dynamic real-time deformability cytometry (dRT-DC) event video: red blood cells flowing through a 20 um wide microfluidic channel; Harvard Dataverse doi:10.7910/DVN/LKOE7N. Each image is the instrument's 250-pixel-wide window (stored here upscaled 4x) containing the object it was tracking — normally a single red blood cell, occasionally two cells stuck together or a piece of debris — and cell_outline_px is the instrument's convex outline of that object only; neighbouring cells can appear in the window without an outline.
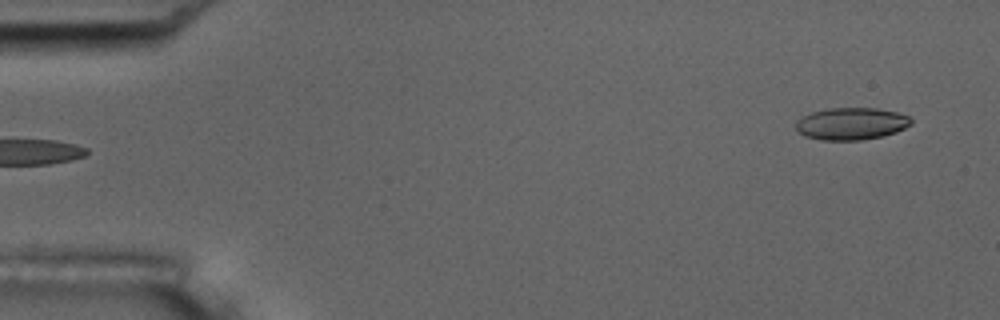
{"species": "common noctule bat (a hibernating species)", "species_latin": "Nyctalus noctula", "temperature_condition": "room temperature", "stored_images_in_passage": 4, "segment_of_instrument_passage": [2, 2], "camera_frame_rate_fps": 3000, "um_per_image_px": 0.085, "animal": {"sex": "male", "body_mass_g": 17.5, "forearm_length_mm": 52.3}, "frame": {"image": 1, "passage_image": 4, "time_ms": 1.0, "image_size_px": [1000, 320], "cell_outline_px": [[912, 124], [896, 132], [880, 136], [860, 140], [820, 140], [804, 136], [796, 128], [796, 120], [812, 112], [828, 108], [876, 108], [896, 112], [908, 116], [912, 120]], "centroid_in_image_um": [72.35, 10.51], "position_along_channel_um": 12.6, "area_um2": 21.5}}